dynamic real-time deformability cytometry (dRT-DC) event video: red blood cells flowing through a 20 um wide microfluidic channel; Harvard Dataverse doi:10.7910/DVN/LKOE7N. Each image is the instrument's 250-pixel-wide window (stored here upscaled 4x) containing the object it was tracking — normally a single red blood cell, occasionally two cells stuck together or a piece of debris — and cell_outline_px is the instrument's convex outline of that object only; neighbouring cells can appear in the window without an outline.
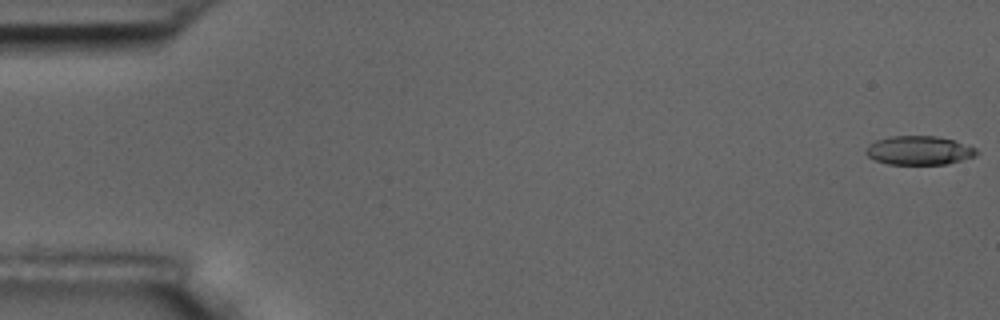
{"species": "common noctule bat (a hibernating species)", "species_latin": "Nyctalus noctula", "temperature_condition": "room temperature", "stored_images_in_passage": 4, "camera_frame_rate_fps": 3000, "um_per_image_px": 0.085, "animal": {"sex": "male", "body_mass_g": 17.5, "forearm_length_mm": 52.3}, "frame": {"image": 1, "passage_image": 1, "time_ms": 0.0, "image_size_px": [1000, 320], "cell_outline_px": [[980, 152], [976, 156], [948, 164], [888, 164], [876, 160], [868, 156], [864, 152], [868, 144], [876, 140], [888, 136], [936, 136], [952, 140], [976, 148]], "centroid_in_image_um": [78.11, 12.78], "position_along_channel_um": 6.9, "area_um2": 18.67}}